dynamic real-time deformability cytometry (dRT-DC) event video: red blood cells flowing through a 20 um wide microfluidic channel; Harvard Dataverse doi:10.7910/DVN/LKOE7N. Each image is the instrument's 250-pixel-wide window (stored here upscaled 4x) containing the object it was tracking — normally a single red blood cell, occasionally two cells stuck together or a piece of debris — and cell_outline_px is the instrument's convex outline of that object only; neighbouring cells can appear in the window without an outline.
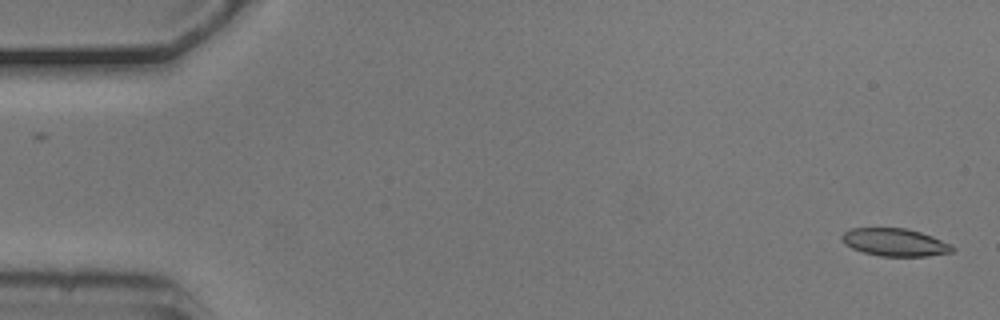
{"species": "common noctule bat (a hibernating species)", "species_latin": "Nyctalus noctula", "temperature_condition": "cold", "stored_images_in_passage": 5, "segment_of_instrument_passage": [2, 2], "camera_frame_rate_fps": 3000, "um_per_image_px": 0.085, "animal": {"sex": "male", "body_mass_g": 20.5, "forearm_length_mm": 52.5}, "frame": {"image": 1, "passage_image": 5, "time_ms": 1.333, "image_size_px": [1000, 320], "cell_outline_px": [[956, 248], [952, 252], [928, 256], [880, 256], [864, 252], [852, 248], [844, 244], [840, 240], [840, 236], [844, 232], [852, 228], [908, 228], [932, 236], [952, 244]], "centroid_in_image_um": [76.07, 20.59], "position_along_channel_um": 8.9, "area_um2": 17.98}}